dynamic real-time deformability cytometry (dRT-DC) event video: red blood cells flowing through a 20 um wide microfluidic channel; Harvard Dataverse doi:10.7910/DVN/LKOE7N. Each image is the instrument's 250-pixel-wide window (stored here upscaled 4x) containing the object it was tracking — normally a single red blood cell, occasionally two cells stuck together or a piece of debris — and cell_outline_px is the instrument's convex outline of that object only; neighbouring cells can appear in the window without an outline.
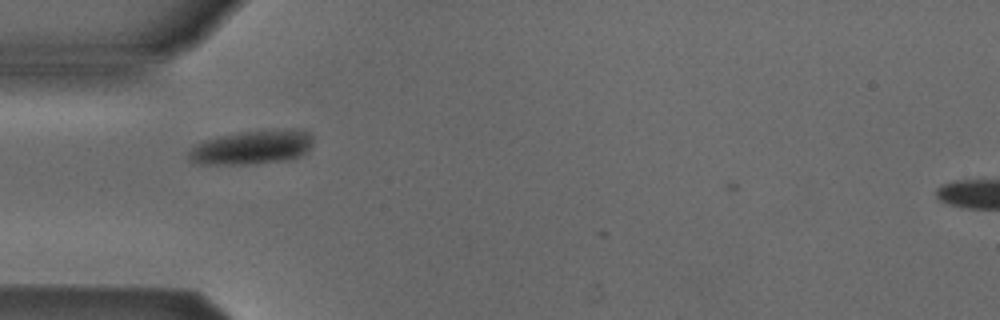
{"species": "Egyptian fruit bat (a non-hibernating species)", "species_latin": "Rousettus aegyptiacus", "temperature_condition": "cold", "stored_images_in_passage": 33, "camera_frame_rate_fps": 3000, "um_per_image_px": 0.085, "animal": {"sex": "male"}, "frame": {"image": 1, "passage_image": 1, "time_ms": 0.0, "image_size_px": [1000, 320], "cell_outline_px": [[312, 136], [308, 144], [296, 156], [280, 160], [244, 164], [200, 164], [188, 160], [188, 152], [192, 144], [204, 140], [236, 132], [288, 128], [292, 128], [304, 132]], "centroid_in_image_um": [21.23, 12.5], "position_along_channel_um": 63.8, "area_um2": 24.04}}
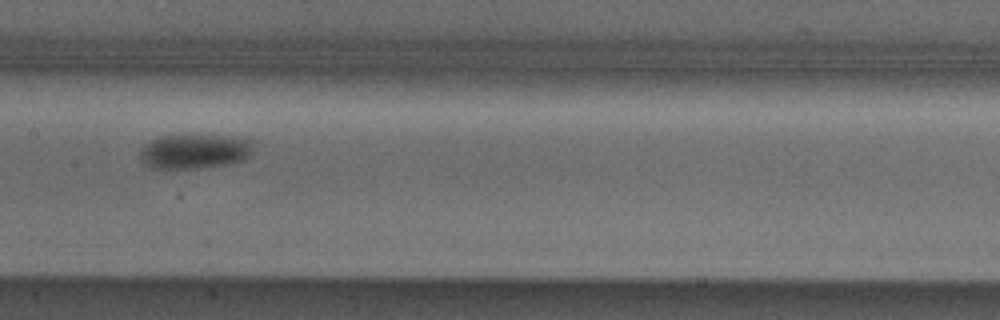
{"frame": {"image": 2, "passage_image": 11, "time_ms": 3.333, "image_size_px": [1000, 320], "cell_outline_px": [[256, 144], [252, 152], [244, 160], [224, 164], [200, 168], [152, 168], [140, 160], [140, 148], [148, 140], [160, 136], [248, 136], [256, 140]], "centroid_in_image_um": [16.61, 12.84], "position_along_channel_um": 190.8, "area_um2": 23.24}}
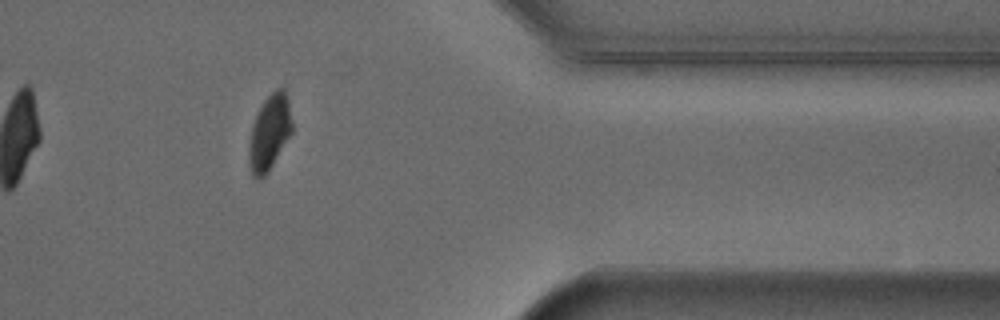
{"frame": {"image": 3, "passage_image": 28, "time_ms": 9.0, "image_size_px": [1000, 320], "cell_outline_px": [[292, 132], [272, 164], [264, 176], [260, 180], [256, 180], [252, 176], [248, 164], [248, 148], [252, 124], [264, 100], [276, 88], [284, 88], [288, 100], [292, 120]], "centroid_in_image_um": [22.88, 11.28], "position_along_channel_um": 388.5, "area_um2": 18.84}}